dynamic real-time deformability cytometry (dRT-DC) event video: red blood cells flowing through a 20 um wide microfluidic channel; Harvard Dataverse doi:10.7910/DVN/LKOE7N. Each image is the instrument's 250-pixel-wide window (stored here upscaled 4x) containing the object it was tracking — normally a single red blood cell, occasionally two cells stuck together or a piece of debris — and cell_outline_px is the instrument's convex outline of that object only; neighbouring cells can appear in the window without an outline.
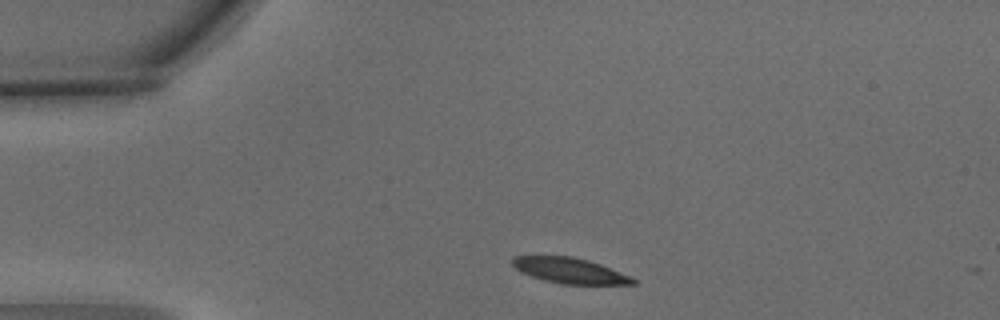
{"species": "common noctule bat (a hibernating species)", "species_latin": "Nyctalus noctula", "temperature_condition": "warm", "stored_images_in_passage": 2, "camera_frame_rate_fps": 3000, "um_per_image_px": 0.085, "animal": {"sex": "male", "body_mass_g": 15.6}, "frame": {"image": 1, "passage_image": 1, "time_ms": 0.0, "image_size_px": [1000, 320], "cell_outline_px": [[636, 284], [560, 284], [544, 280], [520, 272], [512, 264], [512, 256], [572, 256], [588, 260], [600, 264], [632, 276], [636, 280]], "centroid_in_image_um": [48.44, 23.0], "position_along_channel_um": 36.6, "area_um2": 17.92}}